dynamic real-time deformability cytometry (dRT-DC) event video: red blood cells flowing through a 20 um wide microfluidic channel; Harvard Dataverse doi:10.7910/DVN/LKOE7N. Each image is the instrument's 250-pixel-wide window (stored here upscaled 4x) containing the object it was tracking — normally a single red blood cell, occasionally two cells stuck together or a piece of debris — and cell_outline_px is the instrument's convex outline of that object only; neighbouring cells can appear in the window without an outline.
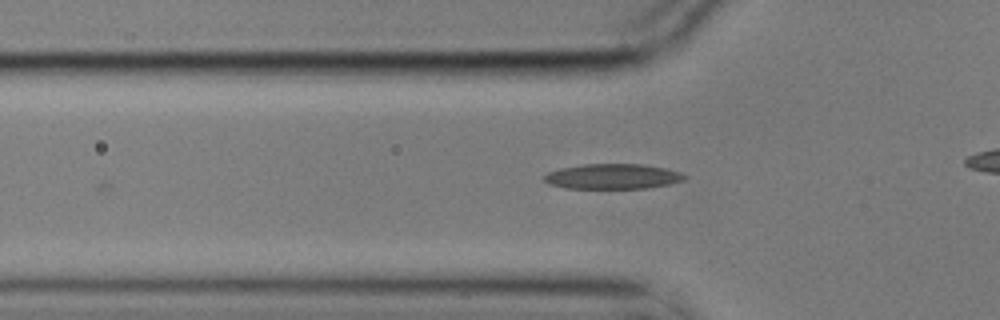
{"species": "common noctule bat (a hibernating species)", "species_latin": "Nyctalus noctula", "temperature_condition": "cold", "stored_images_in_passage": 4, "camera_frame_rate_fps": 3000, "um_per_image_px": 0.085, "animal": {"sex": "male", "body_mass_g": 17.9}, "frame": {"image": 1, "passage_image": 4, "time_ms": 1.0, "image_size_px": [1000, 320], "cell_outline_px": [[688, 176], [684, 180], [668, 184], [648, 188], [564, 188], [548, 184], [544, 180], [544, 176], [548, 172], [560, 168], [584, 164], [640, 164], [664, 168], [680, 172]], "centroid_in_image_um": [52.06, 15.0], "position_along_channel_um": 73.7, "area_um2": 20.52}}